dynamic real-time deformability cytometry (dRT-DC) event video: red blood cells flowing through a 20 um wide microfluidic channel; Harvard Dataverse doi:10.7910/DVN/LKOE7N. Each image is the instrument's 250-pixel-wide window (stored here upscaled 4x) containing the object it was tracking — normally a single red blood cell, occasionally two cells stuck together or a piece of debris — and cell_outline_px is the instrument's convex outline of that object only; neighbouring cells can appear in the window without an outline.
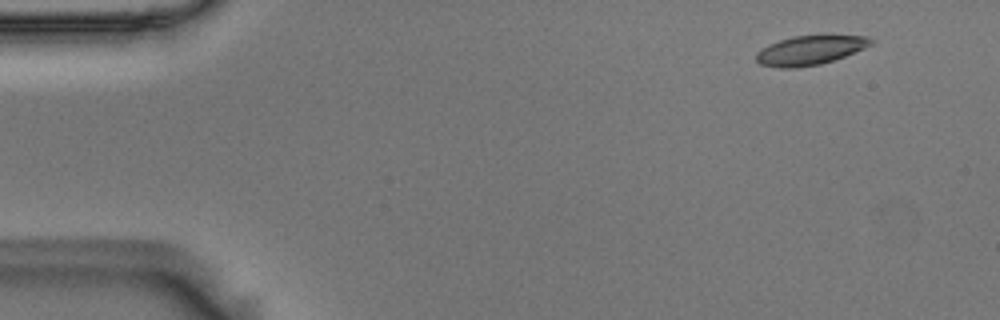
{"species": "Egyptian fruit bat (a non-hibernating species)", "species_latin": "Rousettus aegyptiacus", "temperature_condition": "room temperature", "stored_images_in_passage": 52, "camera_frame_rate_fps": 3000, "um_per_image_px": 0.085, "animal": {"sex": "male"}, "frame": {"image": 1, "passage_image": 1, "time_ms": 0.0, "image_size_px": [1000, 320], "cell_outline_px": [[872, 44], [864, 48], [844, 56], [820, 64], [796, 68], [780, 68], [760, 64], [756, 60], [756, 52], [760, 48], [768, 44], [792, 36], [824, 32], [868, 36], [872, 40]], "centroid_in_image_um": [68.87, 4.21], "position_along_channel_um": 16.1, "area_um2": 20.4}}
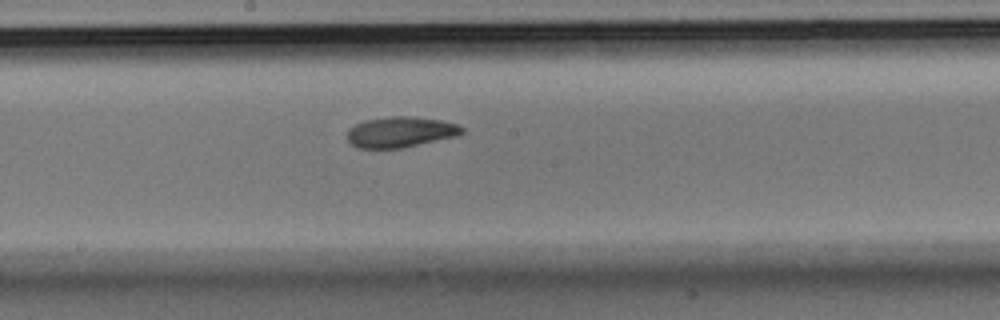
{"frame": {"image": 2, "passage_image": 26, "time_ms": 8.333, "image_size_px": [1000, 320], "cell_outline_px": [[464, 132], [460, 136], [404, 148], [356, 148], [348, 144], [348, 128], [364, 120], [392, 116], [412, 116], [440, 120], [456, 124], [464, 128]], "centroid_in_image_um": [34.05, 11.23], "position_along_channel_um": 214.1, "area_um2": 20.87}}
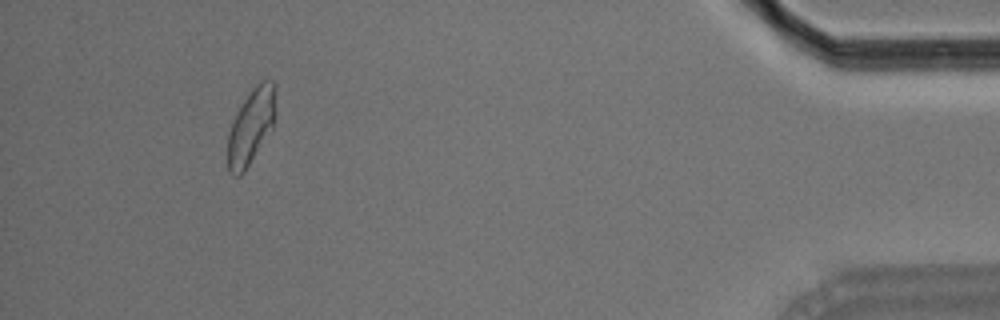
{"frame": {"image": 3, "passage_image": 48, "time_ms": 15.667, "image_size_px": [1000, 320], "cell_outline_px": [[276, 116], [272, 128], [244, 172], [240, 176], [232, 176], [228, 172], [228, 132], [232, 120], [244, 100], [252, 88], [260, 80], [272, 80], [276, 84]], "centroid_in_image_um": [21.36, 10.71], "position_along_channel_um": 413.8, "area_um2": 21.33}, "authors_computed_cell_mechanics": {"area_um2": 20.6924, "velocity_mm_per_s": 3.5966, "shape_relaxation_time_tau1_ms": 5.8657, "shape_relaxation_time_tau2_ms": 5.5877, "deformation_change_tau1": 0.1433, "deformation_change_tau2": 0.1117}}